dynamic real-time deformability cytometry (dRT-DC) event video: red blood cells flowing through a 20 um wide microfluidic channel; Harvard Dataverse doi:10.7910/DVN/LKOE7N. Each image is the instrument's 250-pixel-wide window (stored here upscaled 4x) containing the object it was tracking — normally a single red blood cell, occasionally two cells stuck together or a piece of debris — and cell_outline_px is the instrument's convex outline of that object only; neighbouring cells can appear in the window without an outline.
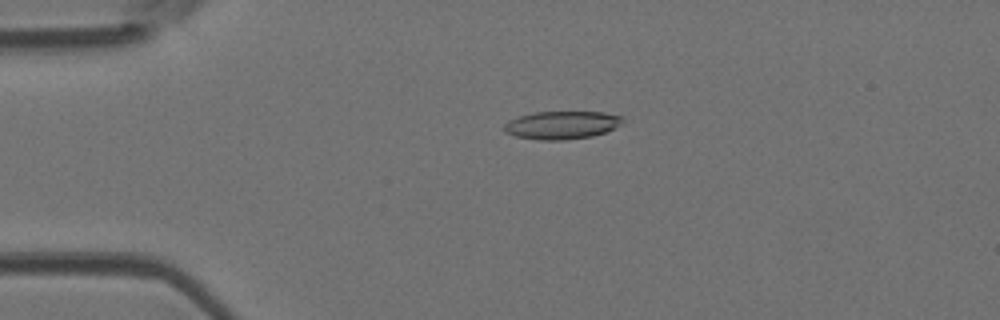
{"species": "Egyptian fruit bat (a non-hibernating species)", "species_latin": "Rousettus aegyptiacus", "temperature_condition": "room temperature", "stored_images_in_passage": 4, "camera_frame_rate_fps": 3000, "um_per_image_px": 0.085, "animal": {"sex": "female"}, "frame": {"image": 1, "passage_image": 3, "time_ms": 0.667, "image_size_px": [1000, 320], "cell_outline_px": [[624, 124], [604, 132], [592, 136], [564, 140], [540, 140], [516, 136], [504, 132], [504, 124], [508, 120], [532, 112], [604, 112], [624, 116]], "centroid_in_image_um": [47.78, 10.62], "position_along_channel_um": 37.2, "area_um2": 19.48}}